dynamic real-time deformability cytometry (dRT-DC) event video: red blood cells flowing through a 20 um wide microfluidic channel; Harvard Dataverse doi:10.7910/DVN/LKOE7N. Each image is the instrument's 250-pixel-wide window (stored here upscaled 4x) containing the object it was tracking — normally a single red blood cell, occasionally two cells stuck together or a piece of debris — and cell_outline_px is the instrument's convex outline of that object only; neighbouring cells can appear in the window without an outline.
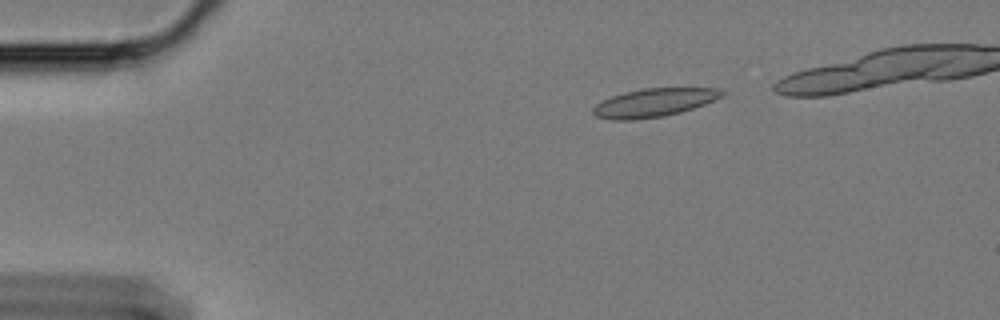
{"species": "Egyptian fruit bat (a non-hibernating species)", "species_latin": "Rousettus aegyptiacus", "temperature_condition": "cold", "stored_images_in_passage": 46, "camera_frame_rate_fps": 3000, "um_per_image_px": 0.085, "animal": {"sex": "female"}, "frame": {"image": 1, "passage_image": 5, "time_ms": 1.333, "image_size_px": [1000, 320], "cell_outline_px": [[728, 92], [724, 96], [704, 104], [680, 112], [664, 116], [636, 120], [612, 120], [596, 116], [592, 112], [592, 108], [596, 104], [612, 96], [624, 92], [644, 88], [720, 88]], "centroid_in_image_um": [55.61, 8.72], "position_along_channel_um": 29.4, "area_um2": 21.39}}
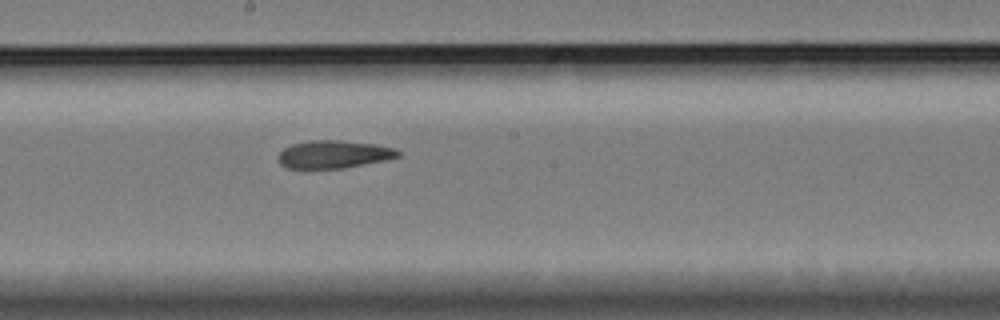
{"frame": {"image": 2, "passage_image": 27, "time_ms": 8.667, "image_size_px": [1000, 320], "cell_outline_px": [[400, 156], [388, 160], [344, 168], [288, 168], [280, 164], [280, 152], [284, 148], [292, 144], [308, 140], [336, 140], [376, 144], [396, 148], [400, 152]], "centroid_in_image_um": [28.42, 13.11], "position_along_channel_um": 219.8, "area_um2": 19.42}}
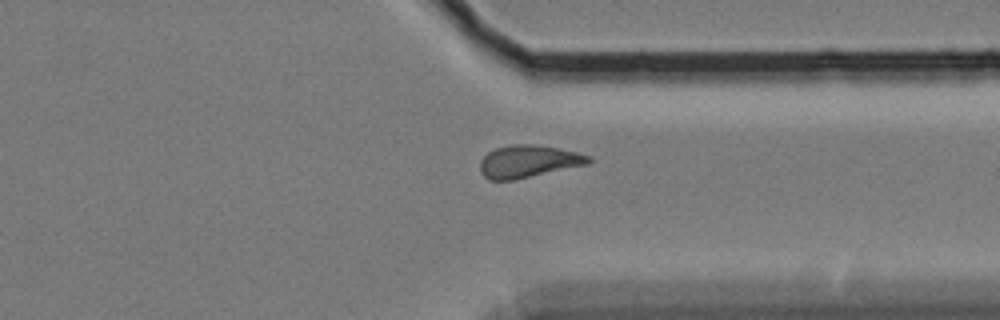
{"frame": {"image": 3, "passage_image": 40, "time_ms": 13.0, "image_size_px": [1000, 320], "cell_outline_px": [[592, 160], [588, 164], [512, 180], [488, 180], [480, 172], [480, 160], [488, 152], [496, 148], [512, 144], [532, 144], [560, 148], [592, 156]], "centroid_in_image_um": [44.9, 13.71], "position_along_channel_um": 366.5, "area_um2": 20.46}}